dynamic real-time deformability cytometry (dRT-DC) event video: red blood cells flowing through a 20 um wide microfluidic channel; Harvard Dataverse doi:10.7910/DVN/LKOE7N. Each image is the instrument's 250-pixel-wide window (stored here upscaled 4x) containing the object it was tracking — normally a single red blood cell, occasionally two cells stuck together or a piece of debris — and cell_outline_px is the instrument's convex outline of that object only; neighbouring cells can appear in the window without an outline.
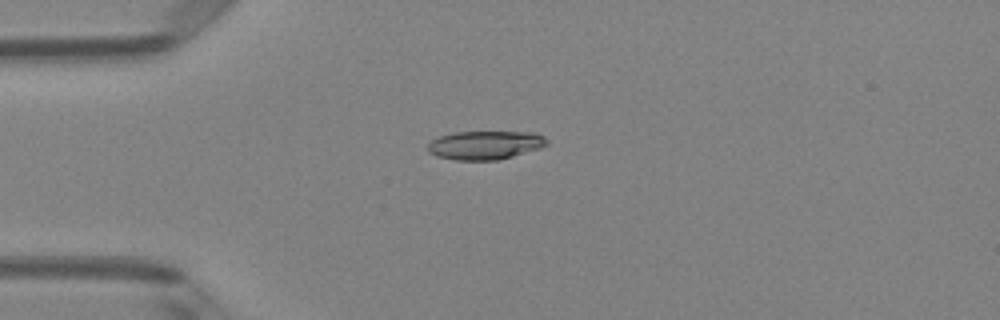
{"species": "Egyptian fruit bat (a non-hibernating species)", "species_latin": "Rousettus aegyptiacus", "temperature_condition": "room temperature", "stored_images_in_passage": 50, "camera_frame_rate_fps": 3000, "um_per_image_px": 0.085, "animal": {"sex": "female"}, "frame": {"image": 1, "passage_image": 13, "time_ms": 4.0, "image_size_px": [1000, 320], "cell_outline_px": [[548, 144], [540, 148], [512, 156], [496, 160], [456, 160], [436, 156], [428, 152], [428, 144], [432, 140], [440, 136], [452, 132], [532, 132], [544, 136], [548, 140]], "centroid_in_image_um": [41.23, 12.33], "position_along_channel_um": 43.8, "area_um2": 19.83}}
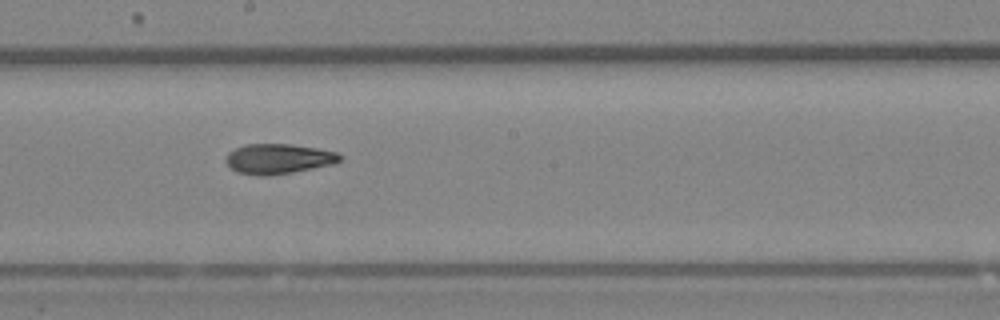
{"frame": {"image": 2, "passage_image": 28, "time_ms": 9.0, "image_size_px": [1000, 320], "cell_outline_px": [[344, 156], [336, 164], [292, 172], [264, 176], [260, 176], [236, 172], [224, 160], [228, 152], [244, 144], [288, 144], [316, 148], [336, 152]], "centroid_in_image_um": [23.67, 13.5], "position_along_channel_um": 224.5, "area_um2": 20.0}}
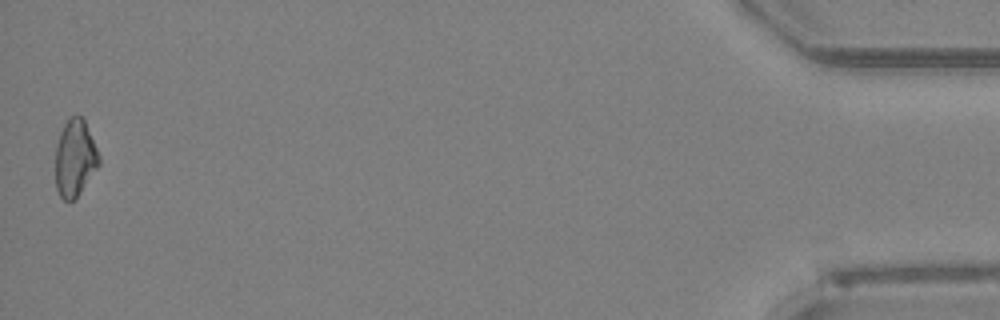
{"frame": {"image": 3, "passage_image": 50, "time_ms": 16.333, "image_size_px": [1000, 320], "cell_outline_px": [[100, 164], [80, 192], [72, 200], [64, 200], [60, 196], [56, 188], [56, 144], [60, 132], [68, 116], [76, 112], [84, 116], [100, 156]], "centroid_in_image_um": [6.38, 13.34], "position_along_channel_um": 428.8, "area_um2": 19.83}, "authors_computed_cell_mechanics": {"area_um2": 19.9699, "velocity_mm_per_s": 4.0423, "shape_relaxation_time_tau1_ms": null, "shape_relaxation_time_tau2_ms": 5.0773, "deformation_change_tau1": null, "deformation_change_tau2": 0.1222}}